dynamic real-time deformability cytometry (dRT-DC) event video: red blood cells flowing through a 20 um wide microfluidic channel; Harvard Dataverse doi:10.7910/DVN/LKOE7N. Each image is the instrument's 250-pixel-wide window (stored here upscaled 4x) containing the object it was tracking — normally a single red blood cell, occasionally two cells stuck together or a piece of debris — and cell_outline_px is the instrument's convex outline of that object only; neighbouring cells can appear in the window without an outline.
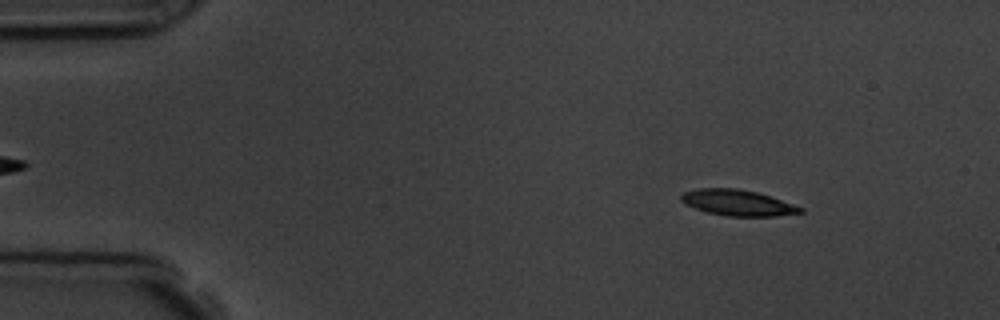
{"species": "common noctule bat (a hibernating species)", "species_latin": "Nyctalus noctula", "temperature_condition": "room temperature", "stored_images_in_passage": 6, "camera_frame_rate_fps": 3000, "um_per_image_px": 0.085, "animal": {"sex": "male", "body_mass_g": 19.5, "forearm_length_mm": 54.6}, "frame": {"image": 1, "passage_image": 2, "time_ms": 1.0, "image_size_px": [1000, 320], "cell_outline_px": [[804, 212], [776, 216], [728, 216], [708, 212], [696, 208], [680, 200], [680, 196], [684, 192], [696, 188], [736, 188], [756, 192], [804, 208]], "centroid_in_image_um": [62.69, 17.23], "position_along_channel_um": 22.3, "area_um2": 17.69}}
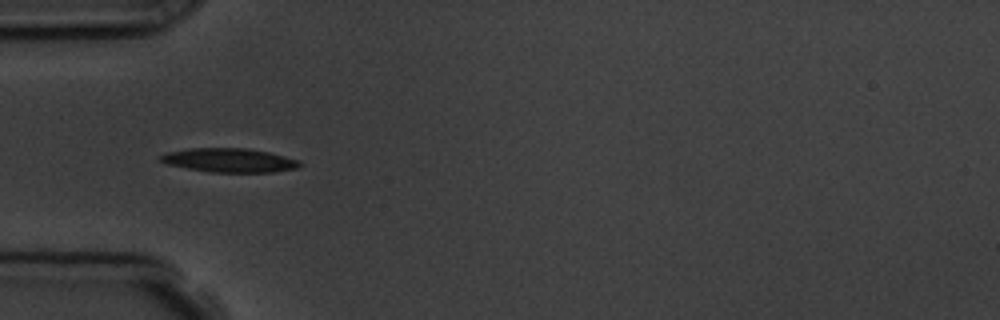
{"frame": {"image": 2, "passage_image": 5, "time_ms": 4.333, "image_size_px": [1000, 320], "cell_outline_px": [[304, 164], [300, 168], [272, 172], [212, 172], [188, 168], [168, 164], [160, 160], [156, 156], [168, 152], [188, 148], [248, 148], [268, 152], [300, 160]], "centroid_in_image_um": [19.54, 13.62], "position_along_channel_um": 65.5, "area_um2": 19.54}}